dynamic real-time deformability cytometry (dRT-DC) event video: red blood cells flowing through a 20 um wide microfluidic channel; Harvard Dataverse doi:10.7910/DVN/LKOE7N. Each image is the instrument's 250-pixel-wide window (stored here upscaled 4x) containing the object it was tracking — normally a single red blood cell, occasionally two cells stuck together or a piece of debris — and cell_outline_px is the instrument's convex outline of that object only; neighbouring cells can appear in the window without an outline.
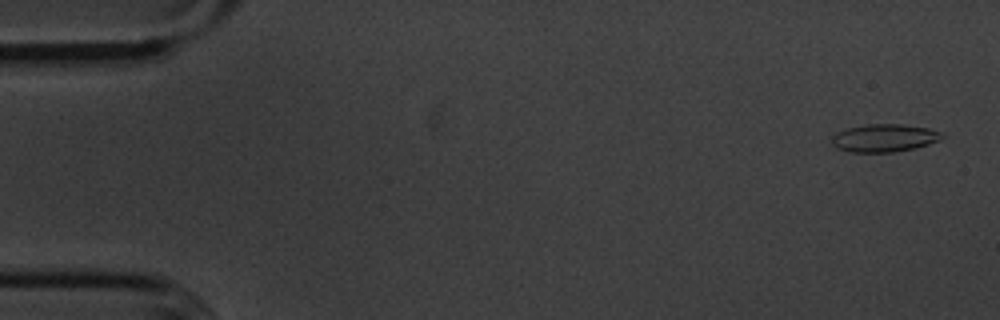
{"species": "common noctule bat (a hibernating species)", "species_latin": "Nyctalus noctula", "temperature_condition": "cold", "stored_images_in_passage": 55, "camera_frame_rate_fps": 3000, "um_per_image_px": 0.085, "animal": {"sex": "male", "body_mass_g": 20.1, "forearm_length_mm": 53.5}, "frame": {"image": 1, "passage_image": 2, "time_ms": 0.333, "image_size_px": [1000, 320], "cell_outline_px": [[948, 136], [940, 140], [928, 144], [912, 148], [892, 152], [852, 152], [836, 148], [832, 144], [832, 136], [836, 132], [848, 128], [868, 124], [904, 124], [928, 128], [940, 132]], "centroid_in_image_um": [75.17, 11.72], "position_along_channel_um": 9.8, "area_um2": 17.86}}
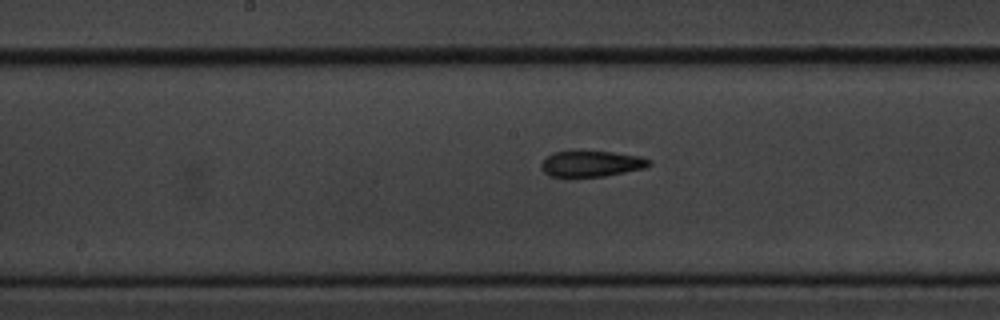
{"frame": {"image": 2, "passage_image": 28, "time_ms": 9.0, "image_size_px": [1000, 320], "cell_outline_px": [[652, 164], [644, 168], [604, 176], [548, 176], [540, 168], [540, 164], [552, 152], [572, 148], [612, 152], [640, 156], [652, 160]], "centroid_in_image_um": [50.23, 13.86], "position_along_channel_um": 198.0, "area_um2": 16.88}}
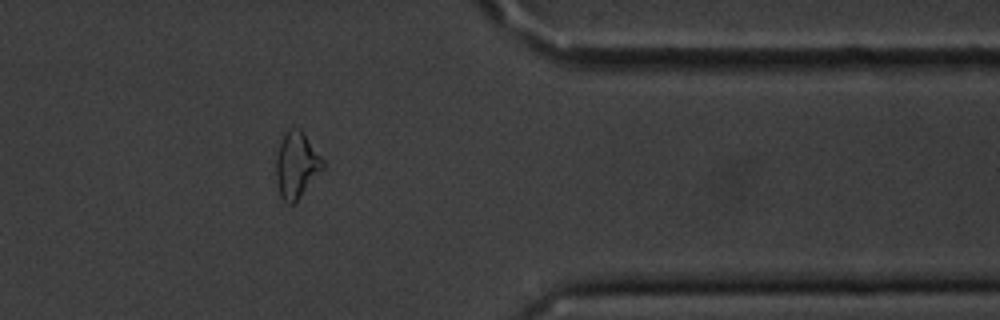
{"frame": {"image": 3, "passage_image": 45, "time_ms": 14.667, "image_size_px": [1000, 320], "cell_outline_px": [[324, 168], [300, 196], [292, 204], [288, 204], [280, 196], [276, 180], [276, 156], [280, 144], [284, 136], [292, 128], [300, 128], [304, 132], [324, 160]], "centroid_in_image_um": [25.21, 14.02], "position_along_channel_um": 386.2, "area_um2": 17.74}, "authors_computed_cell_mechanics": {"area_um2": 17.34, "velocity_mm_per_s": 3.6002, "shape_relaxation_time_tau1_ms": 7.1106, "shape_relaxation_time_tau2_ms": 4.2345, "deformation_change_tau1": 0.1988, "deformation_change_tau2": 0.134}}